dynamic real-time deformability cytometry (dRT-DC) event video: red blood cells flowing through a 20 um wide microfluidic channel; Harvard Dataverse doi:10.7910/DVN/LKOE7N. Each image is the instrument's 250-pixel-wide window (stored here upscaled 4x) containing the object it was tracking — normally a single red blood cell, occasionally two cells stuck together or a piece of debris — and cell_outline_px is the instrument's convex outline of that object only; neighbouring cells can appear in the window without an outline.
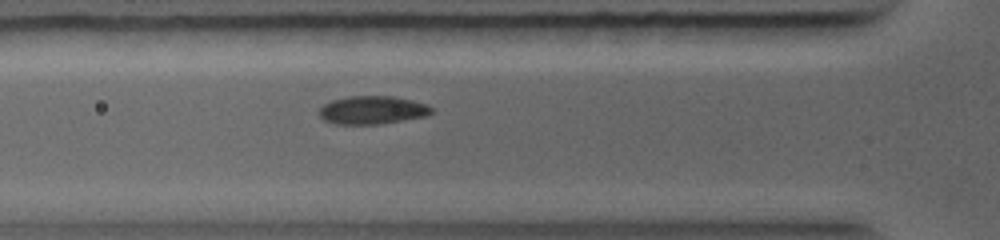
{"species": "common noctule bat (a hibernating species)", "species_latin": "Nyctalus noctula", "temperature_condition": "warm", "stored_images_in_passage": 13, "camera_frame_rate_fps": 5000, "um_per_image_px": 0.085, "animal": {"sex": "female", "body_mass_g": 19.0, "forearm_length_mm": 56.7}, "frame": {"image": 1, "passage_image": 13, "time_ms": 3.0, "image_size_px": [1000, 240], "cell_outline_px": [[432, 112], [424, 116], [380, 124], [336, 124], [324, 120], [320, 116], [320, 108], [324, 104], [332, 100], [348, 96], [392, 96], [412, 100], [424, 104], [432, 108]], "centroid_in_image_um": [31.61, 9.35], "position_along_channel_um": 94.2, "area_um2": 18.21}}